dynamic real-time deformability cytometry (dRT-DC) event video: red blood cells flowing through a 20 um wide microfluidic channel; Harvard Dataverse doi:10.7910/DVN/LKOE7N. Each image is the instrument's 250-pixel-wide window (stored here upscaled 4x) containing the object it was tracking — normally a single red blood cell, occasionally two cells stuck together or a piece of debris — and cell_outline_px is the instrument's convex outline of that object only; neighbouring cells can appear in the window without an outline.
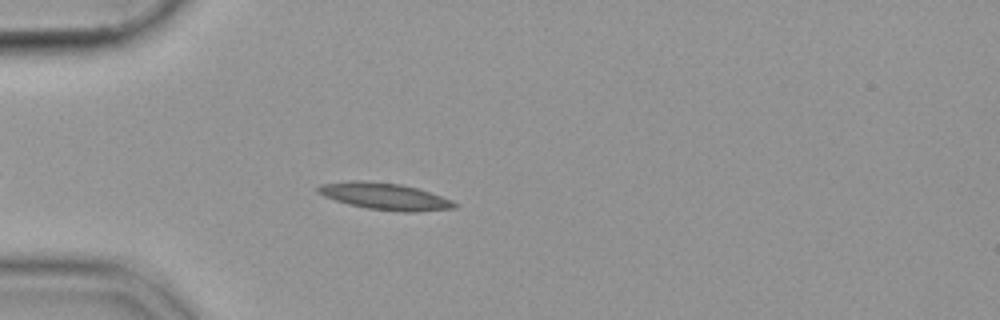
{"species": "common noctule bat (a hibernating species)", "species_latin": "Nyctalus noctula", "temperature_condition": "cold", "stored_images_in_passage": 47, "camera_frame_rate_fps": 3000, "um_per_image_px": 0.085, "animal": {"sex": "female", "body_mass_g": 19.9}, "frame": {"image": 1, "passage_image": 8, "time_ms": 2.333, "image_size_px": [1000, 320], "cell_outline_px": [[456, 208], [416, 212], [404, 212], [364, 208], [348, 204], [324, 196], [316, 192], [316, 188], [320, 184], [348, 180], [364, 180], [400, 184], [416, 188], [452, 200], [456, 204]], "centroid_in_image_um": [32.65, 16.68], "position_along_channel_um": 52.4, "area_um2": 21.33}}
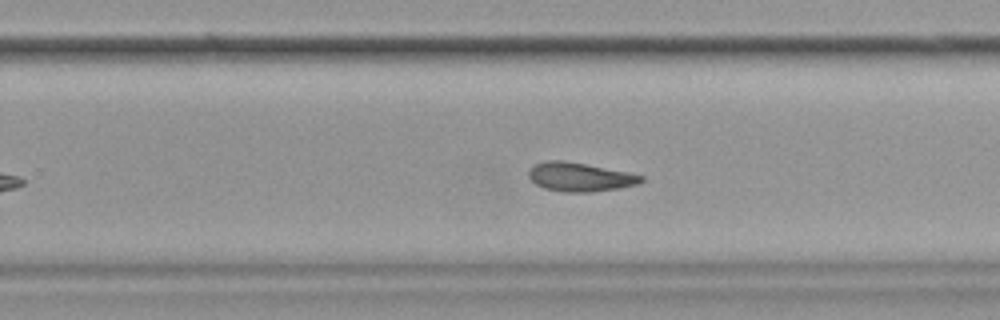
{"frame": {"image": 2, "passage_image": 28, "time_ms": 9.0, "image_size_px": [1000, 320], "cell_outline_px": [[644, 180], [640, 184], [592, 192], [564, 192], [544, 188], [536, 184], [528, 176], [528, 168], [532, 164], [548, 160], [564, 160], [628, 172], [644, 176]], "centroid_in_image_um": [49.26, 15.03], "position_along_channel_um": 280.5, "area_um2": 19.02}}
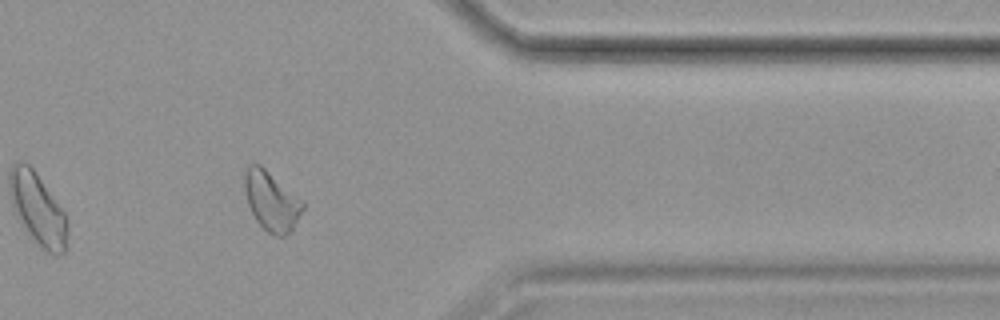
{"frame": {"image": 3, "passage_image": 38, "time_ms": 12.333, "image_size_px": [1000, 320], "cell_outline_px": [[304, 208], [292, 232], [284, 236], [276, 236], [268, 232], [256, 220], [248, 204], [244, 192], [244, 172], [248, 164], [260, 164], [304, 200]], "centroid_in_image_um": [23.09, 17.08], "position_along_channel_um": 388.3, "area_um2": 20.4}}